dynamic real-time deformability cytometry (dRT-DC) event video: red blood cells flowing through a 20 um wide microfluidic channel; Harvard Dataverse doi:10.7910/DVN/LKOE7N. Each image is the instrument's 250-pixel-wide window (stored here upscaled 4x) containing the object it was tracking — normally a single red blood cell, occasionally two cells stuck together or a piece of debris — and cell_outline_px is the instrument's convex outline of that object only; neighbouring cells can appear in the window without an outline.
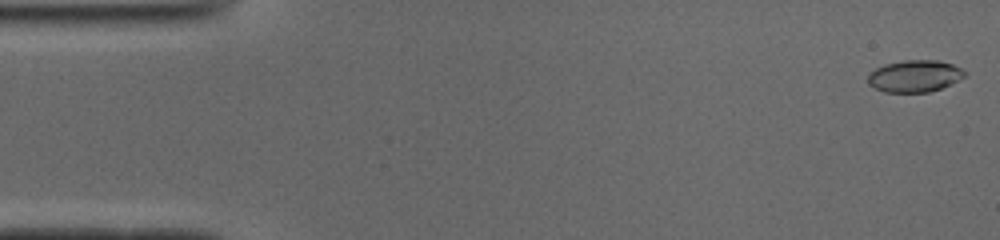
{"species": "common noctule bat (a hibernating species)", "species_latin": "Nyctalus noctula", "temperature_condition": "cold", "stored_images_in_passage": 51, "camera_frame_rate_fps": 3000, "um_per_image_px": 0.085, "animal": {"sex": "male", "body_mass_g": 19.0, "forearm_length_mm": 50.8}, "frame": {"image": 1, "passage_image": 1, "time_ms": 0.0, "image_size_px": [1000, 240], "cell_outline_px": [[964, 76], [940, 88], [928, 92], [884, 92], [868, 84], [868, 72], [884, 64], [904, 60], [936, 60], [952, 64], [960, 68], [964, 72]], "centroid_in_image_um": [77.67, 6.46], "position_along_channel_um": 7.3, "area_um2": 17.74}}
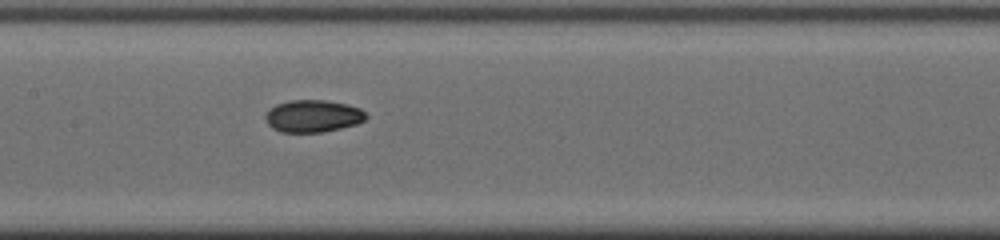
{"frame": {"image": 2, "passage_image": 24, "time_ms": 7.667, "image_size_px": [1000, 240], "cell_outline_px": [[368, 116], [364, 120], [356, 124], [340, 128], [320, 132], [280, 132], [272, 128], [268, 124], [264, 116], [276, 104], [292, 100], [324, 100], [348, 104], [360, 108]], "centroid_in_image_um": [26.6, 9.86], "position_along_channel_um": 180.8, "area_um2": 18.79}}
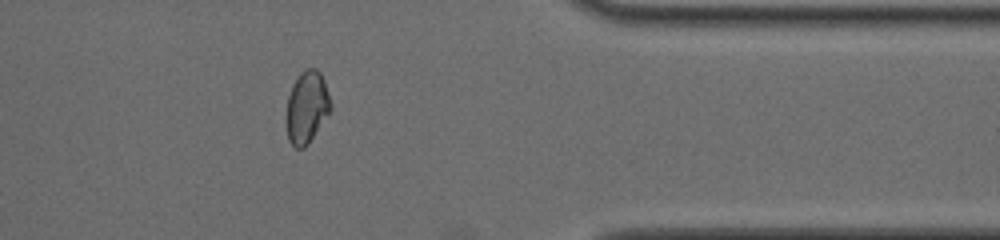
{"frame": {"image": 3, "passage_image": 41, "time_ms": 13.333, "image_size_px": [1000, 240], "cell_outline_px": [[332, 108], [308, 144], [304, 148], [296, 148], [288, 140], [284, 120], [284, 116], [288, 96], [292, 84], [300, 72], [308, 68], [316, 68], [320, 72], [324, 80], [332, 104]], "centroid_in_image_um": [26.04, 9.11], "position_along_channel_um": 385.4, "area_um2": 19.02}, "authors_computed_cell_mechanics": {"area_um2": 18.6694, "velocity_mm_per_s": 3.9346, "shape_relaxation_time_tau1_ms": null, "shape_relaxation_time_tau2_ms": 2.7298, "deformation_change_tau1": null, "deformation_change_tau2": 0.0549}}